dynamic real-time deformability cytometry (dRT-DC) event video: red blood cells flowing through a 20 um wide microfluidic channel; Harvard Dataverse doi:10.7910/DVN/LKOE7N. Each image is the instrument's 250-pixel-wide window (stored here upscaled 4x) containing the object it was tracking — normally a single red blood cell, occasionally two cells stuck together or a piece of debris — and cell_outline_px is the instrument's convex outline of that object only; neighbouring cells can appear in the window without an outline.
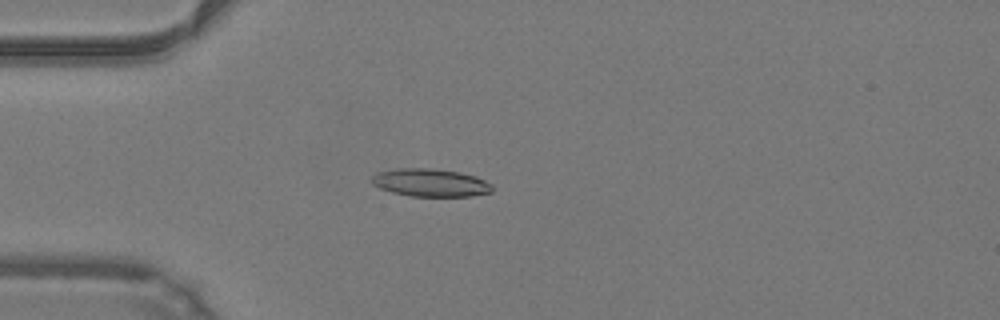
{"species": "common noctule bat (a hibernating species)", "species_latin": "Nyctalus noctula", "temperature_condition": "warm", "stored_images_in_passage": 48, "camera_frame_rate_fps": 3000, "um_per_image_px": 0.085, "animal": {"sex": "male", "body_mass_g": 19.2, "forearm_length_mm": 51.8}, "frame": {"image": 1, "passage_image": 13, "time_ms": 4.0, "image_size_px": [1000, 320], "cell_outline_px": [[492, 192], [472, 196], [412, 196], [392, 192], [380, 188], [372, 184], [372, 176], [380, 172], [400, 168], [432, 168], [456, 172], [476, 176], [492, 184]], "centroid_in_image_um": [36.61, 15.53], "position_along_channel_um": 48.4, "area_um2": 19.36}}
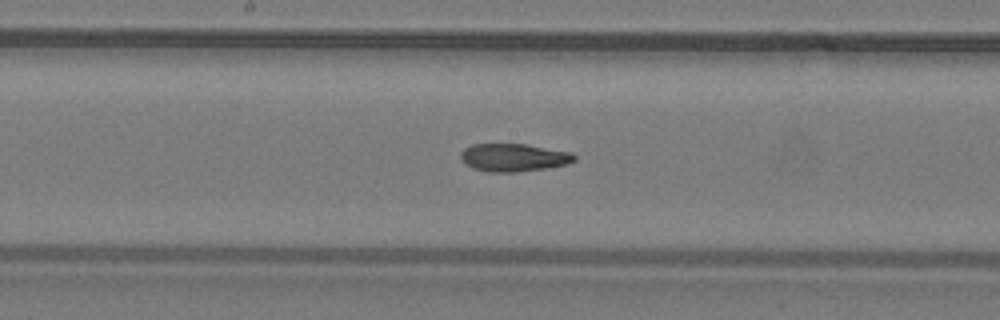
{"frame": {"image": 2, "passage_image": 25, "time_ms": 8.0, "image_size_px": [1000, 320], "cell_outline_px": [[576, 160], [568, 164], [544, 168], [516, 172], [488, 172], [472, 168], [460, 160], [460, 152], [464, 148], [472, 144], [524, 144], [572, 152], [576, 156]], "centroid_in_image_um": [43.64, 13.39], "position_along_channel_um": 204.6, "area_um2": 18.55}}
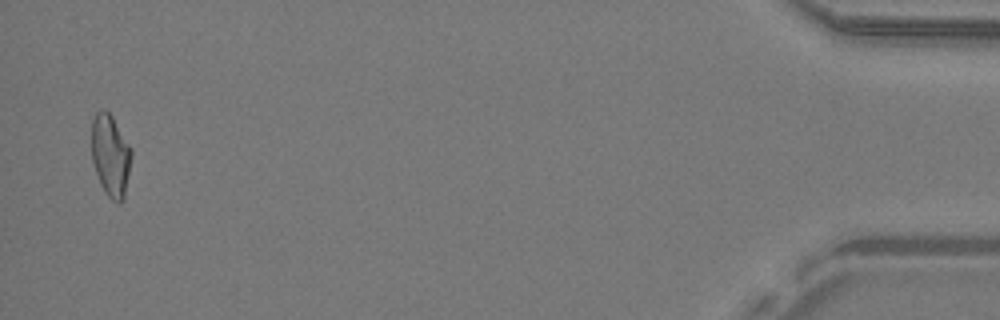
{"frame": {"image": 3, "passage_image": 47, "time_ms": 15.333, "image_size_px": [1000, 320], "cell_outline_px": [[132, 156], [124, 196], [120, 204], [112, 200], [104, 192], [100, 184], [92, 160], [92, 120], [96, 112], [104, 108], [112, 116], [132, 148]], "centroid_in_image_um": [9.4, 13.2], "position_along_channel_um": 425.8, "area_um2": 19.07}, "authors_computed_cell_mechanics": {"area_um2": 19.0451, "velocity_mm_per_s": 4.2596, "shape_relaxation_time_tau1_ms": null, "shape_relaxation_time_tau2_ms": 2.6374, "deformation_change_tau1": null, "deformation_change_tau2": 0.1012}}